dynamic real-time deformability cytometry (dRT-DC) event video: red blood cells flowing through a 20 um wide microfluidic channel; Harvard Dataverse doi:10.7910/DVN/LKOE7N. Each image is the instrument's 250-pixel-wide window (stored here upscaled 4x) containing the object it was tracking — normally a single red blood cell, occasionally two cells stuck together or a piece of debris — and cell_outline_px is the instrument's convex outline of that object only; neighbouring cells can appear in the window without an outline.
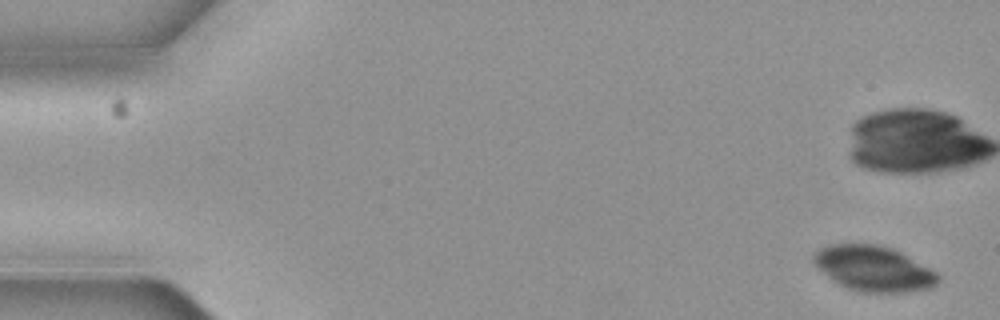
{"species": "common noctule bat (a hibernating species)", "species_latin": "Nyctalus noctula", "temperature_condition": "cold", "stored_images_in_passage": 8, "camera_frame_rate_fps": 3000, "um_per_image_px": 0.085, "animal": {"sex": "female", "body_mass_g": 19.3, "forearm_length_mm": 54.1}, "frame": {"image": 1, "passage_image": 1, "time_ms": 0.0, "image_size_px": [1000, 320], "cell_outline_px": [[940, 280], [932, 288], [908, 292], [860, 292], [848, 288], [832, 280], [816, 268], [812, 264], [812, 256], [820, 248], [832, 244], [876, 244], [892, 248], [900, 252], [936, 272], [940, 276]], "centroid_in_image_um": [74.23, 22.84], "position_along_channel_um": 10.8, "area_um2": 32.89}}